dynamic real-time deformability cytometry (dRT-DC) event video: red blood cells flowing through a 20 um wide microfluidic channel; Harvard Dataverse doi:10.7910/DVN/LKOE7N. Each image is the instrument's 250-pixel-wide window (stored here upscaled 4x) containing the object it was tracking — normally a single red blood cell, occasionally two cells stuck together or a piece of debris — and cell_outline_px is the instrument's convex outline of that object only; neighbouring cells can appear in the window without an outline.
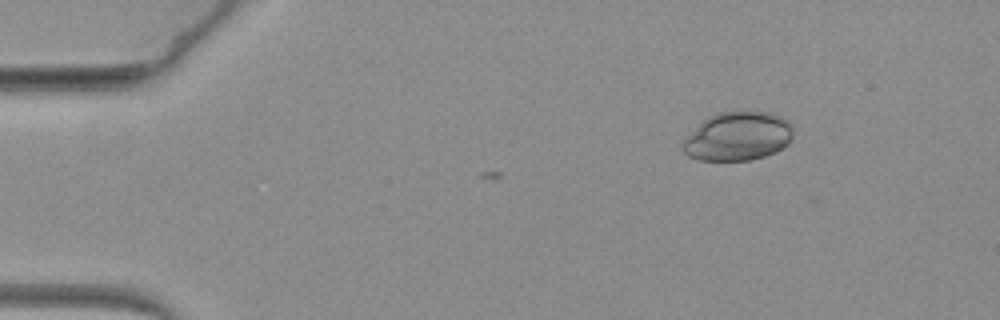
{"species": "common noctule bat (a hibernating species)", "species_latin": "Nyctalus noctula", "temperature_condition": "warm", "stored_images_in_passage": 3, "camera_frame_rate_fps": 3000, "um_per_image_px": 0.085, "animal": {"sex": "female", "body_mass_g": 19.3, "forearm_length_mm": 54.1}, "frame": {"image": 1, "passage_image": 1, "time_ms": 0.0, "image_size_px": [1000, 320], "cell_outline_px": [[792, 136], [788, 144], [776, 152], [752, 160], [700, 160], [688, 156], [684, 152], [680, 144], [708, 116], [716, 112], [768, 112], [780, 116], [788, 120], [792, 128]], "centroid_in_image_um": [62.72, 11.6], "position_along_channel_um": 22.3, "area_um2": 31.21}}